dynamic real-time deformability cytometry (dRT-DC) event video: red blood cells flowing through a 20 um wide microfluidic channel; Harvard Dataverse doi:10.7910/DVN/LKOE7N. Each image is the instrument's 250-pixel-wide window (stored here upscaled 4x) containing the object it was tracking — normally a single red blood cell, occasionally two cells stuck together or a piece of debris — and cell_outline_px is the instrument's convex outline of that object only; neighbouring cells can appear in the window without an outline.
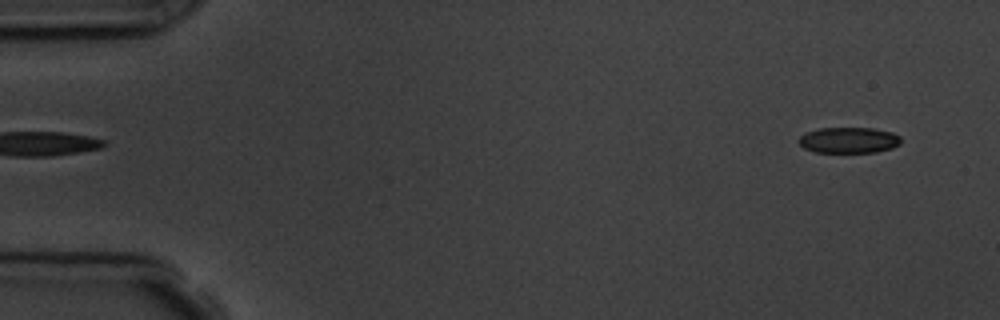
{"species": "common noctule bat (a hibernating species)", "species_latin": "Nyctalus noctula", "temperature_condition": "room temperature", "stored_images_in_passage": 5, "camera_frame_rate_fps": 3000, "um_per_image_px": 0.085, "animal": {"sex": "male", "body_mass_g": 19.5, "forearm_length_mm": 54.6}, "frame": {"image": 1, "passage_image": 1, "time_ms": 0.0, "image_size_px": [1000, 320], "cell_outline_px": [[900, 144], [892, 148], [876, 152], [816, 152], [804, 148], [796, 140], [800, 136], [808, 132], [820, 128], [872, 128], [892, 132], [900, 136]], "centroid_in_image_um": [72.15, 11.91], "position_along_channel_um": 12.9, "area_um2": 15.37}}
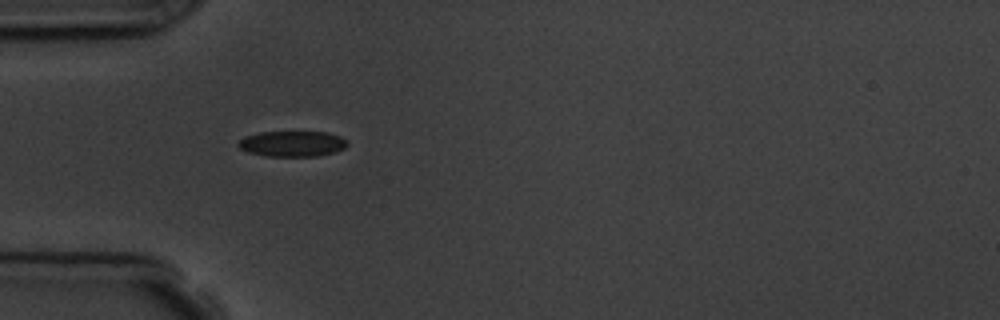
{"frame": {"image": 2, "passage_image": 4, "time_ms": 4.333, "image_size_px": [1000, 320], "cell_outline_px": [[348, 144], [344, 148], [336, 152], [316, 156], [264, 156], [248, 152], [240, 148], [236, 144], [244, 136], [260, 132], [328, 132], [340, 136], [348, 140]], "centroid_in_image_um": [24.85, 12.22], "position_along_channel_um": 60.1, "area_um2": 16.42}}